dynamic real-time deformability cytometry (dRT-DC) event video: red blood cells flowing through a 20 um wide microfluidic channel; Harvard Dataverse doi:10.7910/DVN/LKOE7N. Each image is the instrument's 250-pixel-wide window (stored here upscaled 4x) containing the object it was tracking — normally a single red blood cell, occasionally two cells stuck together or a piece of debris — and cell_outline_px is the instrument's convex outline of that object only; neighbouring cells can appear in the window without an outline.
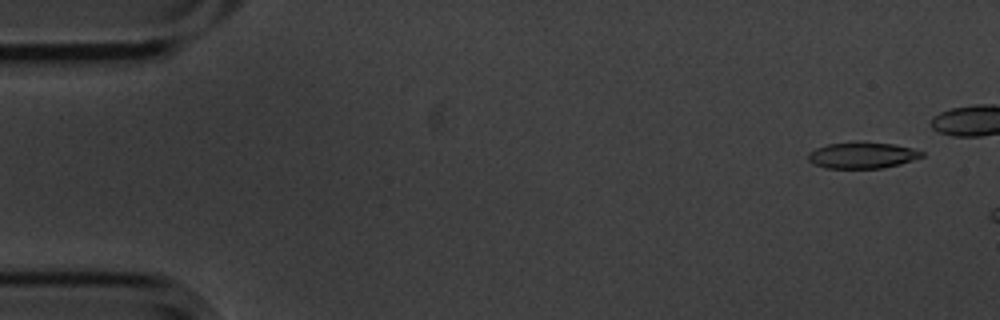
{"species": "common noctule bat (a hibernating species)", "species_latin": "Nyctalus noctula", "temperature_condition": "cold", "stored_images_in_passage": 9, "camera_frame_rate_fps": 3000, "um_per_image_px": 0.085, "animal": {"sex": "male", "body_mass_g": 20.1, "forearm_length_mm": 53.5}, "frame": {"image": 1, "passage_image": 3, "time_ms": 0.667, "image_size_px": [1000, 320], "cell_outline_px": [[924, 156], [900, 164], [884, 168], [824, 168], [812, 164], [808, 160], [808, 152], [816, 148], [828, 144], [864, 140], [892, 144], [912, 148], [924, 152]], "centroid_in_image_um": [73.27, 13.18], "position_along_channel_um": 11.7, "area_um2": 17.74}}